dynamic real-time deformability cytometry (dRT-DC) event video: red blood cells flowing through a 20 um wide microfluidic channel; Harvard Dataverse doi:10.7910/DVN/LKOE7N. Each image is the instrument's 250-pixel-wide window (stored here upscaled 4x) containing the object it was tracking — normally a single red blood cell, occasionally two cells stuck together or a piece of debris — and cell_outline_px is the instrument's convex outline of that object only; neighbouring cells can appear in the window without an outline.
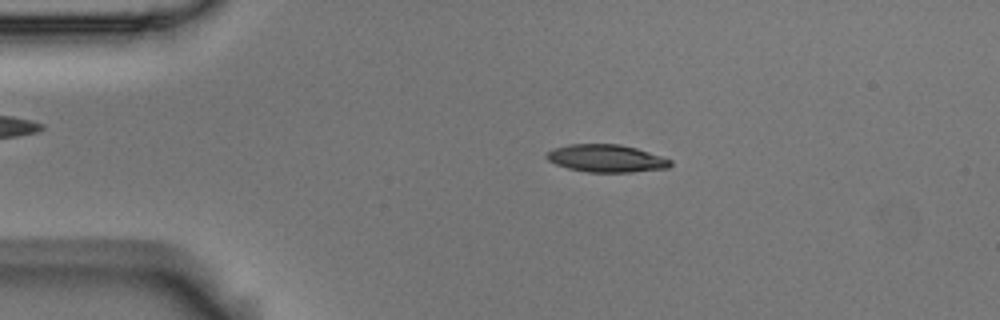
{"species": "Egyptian fruit bat (a non-hibernating species)", "species_latin": "Rousettus aegyptiacus", "temperature_condition": "room temperature", "stored_images_in_passage": 54, "camera_frame_rate_fps": 3000, "um_per_image_px": 0.085, "animal": {"sex": "male"}, "frame": {"image": 1, "passage_image": 10, "time_ms": 3.0, "image_size_px": [1000, 320], "cell_outline_px": [[672, 164], [668, 168], [632, 172], [588, 172], [568, 168], [556, 164], [548, 160], [544, 156], [552, 148], [568, 144], [620, 144], [636, 148], [672, 160]], "centroid_in_image_um": [51.51, 13.46], "position_along_channel_um": 33.5, "area_um2": 19.88}}
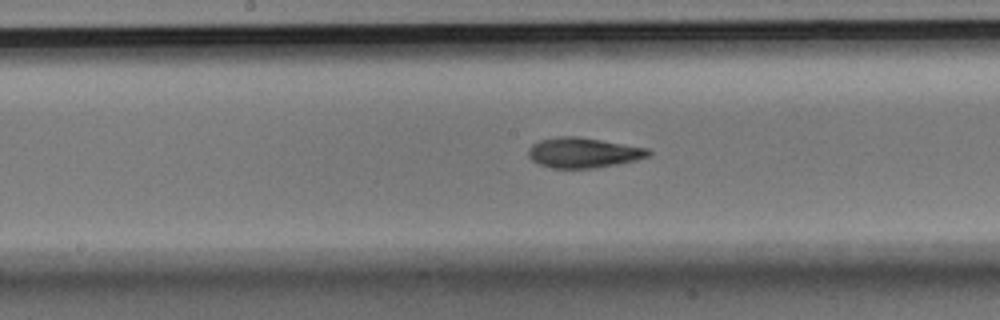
{"frame": {"image": 2, "passage_image": 27, "time_ms": 8.667, "image_size_px": [1000, 320], "cell_outline_px": [[652, 152], [648, 156], [636, 160], [596, 168], [552, 168], [540, 164], [532, 160], [528, 156], [528, 148], [532, 144], [540, 140], [560, 136], [576, 136], [648, 148]], "centroid_in_image_um": [49.56, 12.98], "position_along_channel_um": 198.6, "area_um2": 20.98}}
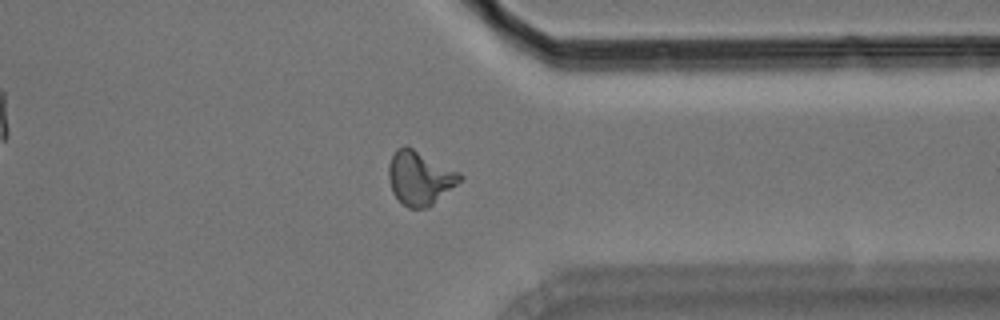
{"frame": {"image": 3, "passage_image": 42, "time_ms": 13.667, "image_size_px": [1000, 320], "cell_outline_px": [[464, 180], [428, 208], [408, 208], [392, 192], [388, 176], [388, 164], [396, 148], [404, 144], [460, 172], [464, 176]], "centroid_in_image_um": [35.71, 15.12], "position_along_channel_um": 375.7, "area_um2": 22.54}, "authors_computed_cell_mechanics": {"area_um2": 20.5479, "velocity_mm_per_s": 3.6316, "shape_relaxation_time_tau1_ms": 6.4163, "shape_relaxation_time_tau2_ms": 2.769, "deformation_change_tau1": 0.2112, "deformation_change_tau2": 0.1006}}